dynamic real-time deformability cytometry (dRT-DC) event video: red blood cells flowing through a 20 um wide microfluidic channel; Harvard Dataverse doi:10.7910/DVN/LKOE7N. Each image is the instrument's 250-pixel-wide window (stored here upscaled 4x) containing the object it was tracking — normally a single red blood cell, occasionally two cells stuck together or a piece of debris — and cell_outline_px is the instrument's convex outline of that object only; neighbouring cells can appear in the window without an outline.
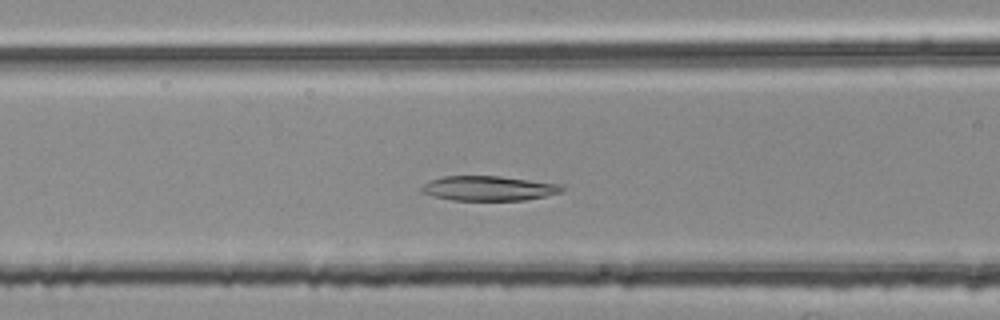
{"species": "common noctule bat (a hibernating species)", "species_latin": "Nyctalus noctula", "temperature_condition": "room temperature", "stored_images_in_passage": 44, "camera_frame_rate_fps": 3000, "um_per_image_px": 0.085, "animal": {"sex": "female", "body_mass_g": 25.1}, "frame": {"image": 1, "passage_image": 16, "time_ms": 5.0, "image_size_px": [1000, 320], "cell_outline_px": [[568, 188], [560, 192], [544, 196], [524, 200], [452, 200], [432, 196], [420, 192], [420, 188], [428, 180], [440, 176], [500, 176], [564, 184]], "centroid_in_image_um": [41.54, 16.0], "position_along_channel_um": 125.1, "area_um2": 20.52}}
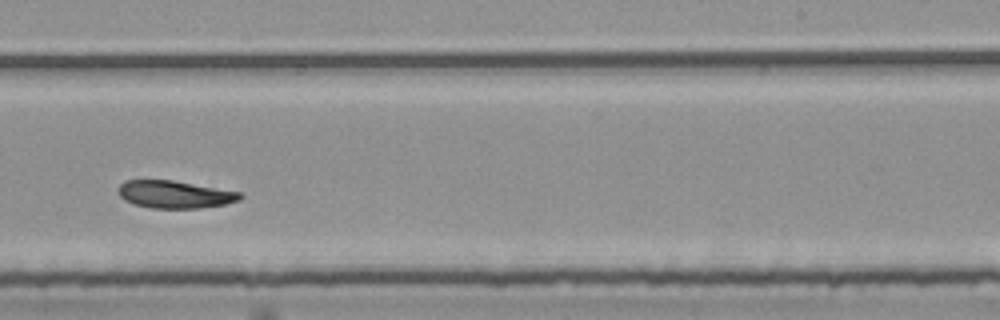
{"frame": {"image": 2, "passage_image": 28, "time_ms": 9.0, "image_size_px": [1000, 320], "cell_outline_px": [[244, 196], [240, 200], [224, 204], [200, 208], [152, 208], [132, 204], [124, 200], [120, 196], [120, 184], [124, 180], [172, 180], [240, 192]], "centroid_in_image_um": [14.85, 16.53], "position_along_channel_um": 274.1, "area_um2": 19.42}}
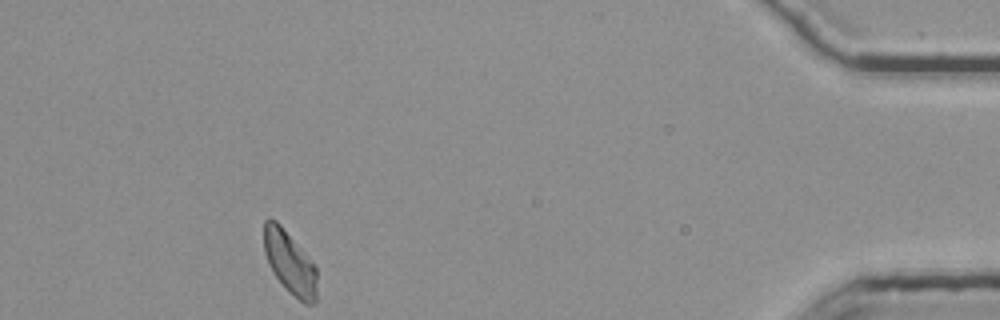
{"frame": {"image": 3, "passage_image": 44, "time_ms": 14.333, "image_size_px": [1000, 320], "cell_outline_px": [[316, 304], [304, 304], [272, 272], [268, 264], [264, 252], [264, 220], [276, 220], [280, 224], [316, 264]], "centroid_in_image_um": [24.65, 22.3], "position_along_channel_um": 410.6, "area_um2": 19.19}, "authors_computed_cell_mechanics": {"area_um2": 20.4612, "velocity_mm_per_s": 3.7317, "shape_relaxation_time_tau1_ms": 9.2851, "shape_relaxation_time_tau2_ms": 3.1179, "deformation_change_tau1": 0.185, "deformation_change_tau2": 0.0829}}